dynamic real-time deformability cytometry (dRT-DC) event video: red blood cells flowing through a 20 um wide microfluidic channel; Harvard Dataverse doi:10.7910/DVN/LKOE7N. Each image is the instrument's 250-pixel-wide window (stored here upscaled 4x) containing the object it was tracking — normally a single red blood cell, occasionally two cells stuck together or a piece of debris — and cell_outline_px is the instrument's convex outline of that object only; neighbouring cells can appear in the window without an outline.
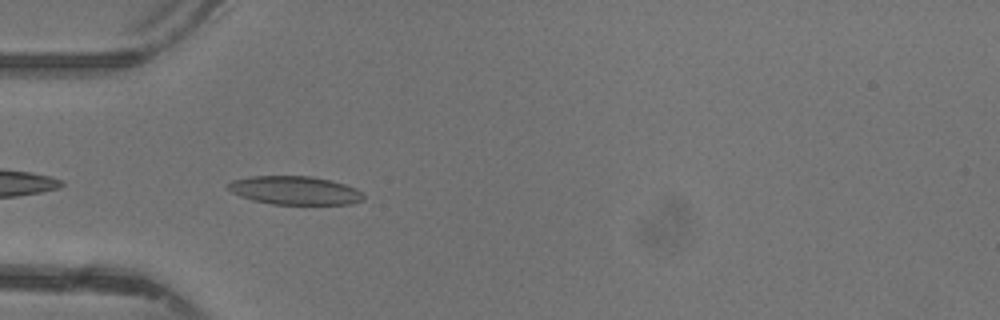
{"species": "common noctule bat (a hibernating species)", "species_latin": "Nyctalus noctula", "temperature_condition": "warm", "stored_images_in_passage": 34, "camera_frame_rate_fps": 3000, "um_per_image_px": 0.085, "animal": {"sex": "female"}, "frame": {"image": 1, "passage_image": 2, "time_ms": 0.333, "image_size_px": [1000, 320], "cell_outline_px": [[364, 200], [352, 204], [272, 204], [252, 200], [240, 196], [232, 192], [228, 188], [228, 184], [232, 180], [252, 176], [312, 176], [332, 180], [356, 188], [364, 196]], "centroid_in_image_um": [25.08, 16.18], "position_along_channel_um": 59.9, "area_um2": 22.48}}
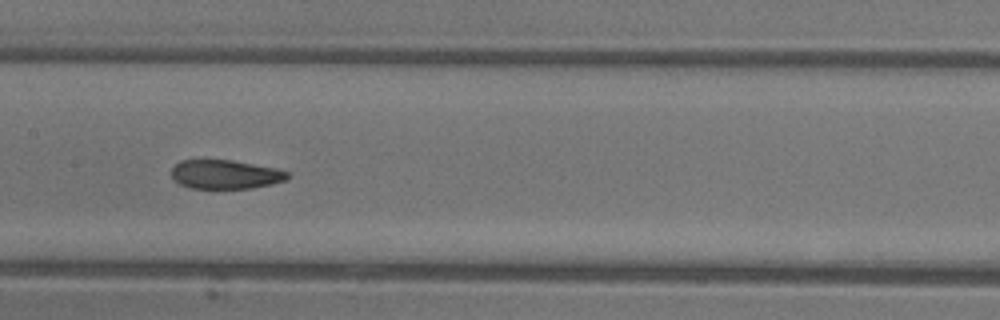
{"frame": {"image": 2, "passage_image": 11, "time_ms": 3.333, "image_size_px": [1000, 320], "cell_outline_px": [[288, 176], [284, 180], [272, 184], [252, 188], [192, 188], [180, 184], [172, 176], [172, 168], [180, 160], [232, 160], [276, 168], [288, 172]], "centroid_in_image_um": [19.15, 14.82], "position_along_channel_um": 188.2, "area_um2": 19.36}}
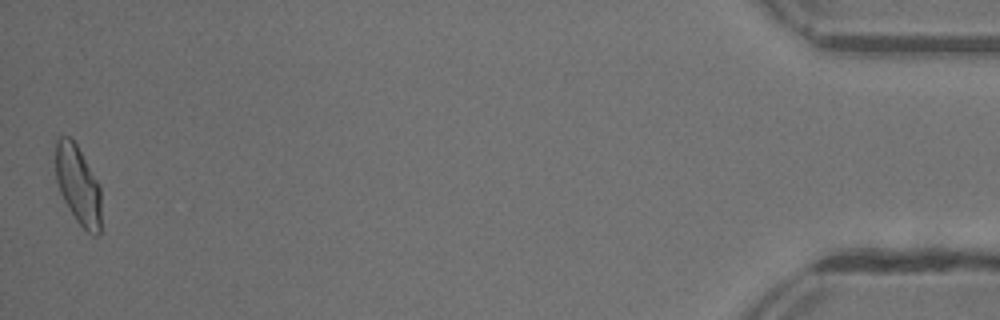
{"frame": {"image": 3, "passage_image": 34, "time_ms": 11.0, "image_size_px": [1000, 320], "cell_outline_px": [[100, 232], [96, 236], [92, 236], [76, 220], [64, 200], [60, 192], [56, 180], [56, 140], [60, 136], [68, 136], [76, 144], [100, 184]], "centroid_in_image_um": [6.64, 15.73], "position_along_channel_um": 428.6, "area_um2": 20.81}, "authors_computed_cell_mechanics": {"area_um2": 20.9525, "velocity_mm_per_s": 4.3835, "shape_relaxation_time_tau1_ms": null, "shape_relaxation_time_tau2_ms": 1.7578, "deformation_change_tau1": null, "deformation_change_tau2": 0.0698}}